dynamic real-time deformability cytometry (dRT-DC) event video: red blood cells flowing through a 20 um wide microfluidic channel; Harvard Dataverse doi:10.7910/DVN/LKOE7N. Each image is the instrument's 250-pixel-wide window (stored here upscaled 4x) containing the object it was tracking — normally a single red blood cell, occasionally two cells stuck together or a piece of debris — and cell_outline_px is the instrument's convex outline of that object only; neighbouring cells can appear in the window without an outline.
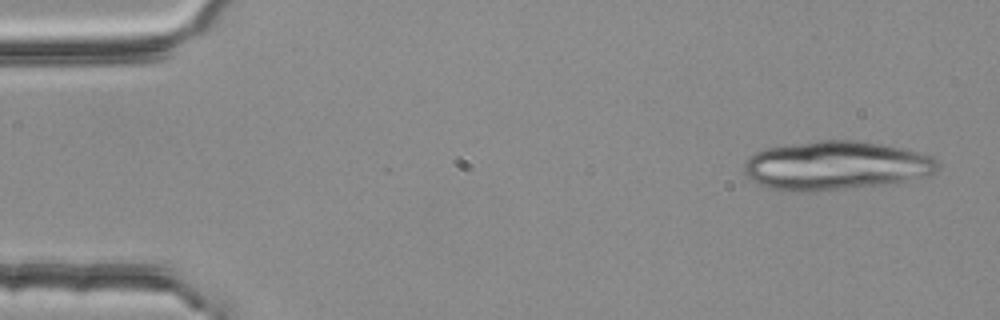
{"species": "common noctule bat (a hibernating species)", "species_latin": "Nyctalus noctula", "temperature_condition": "room temperature", "stored_images_in_passage": 4, "camera_frame_rate_fps": 3000, "um_per_image_px": 0.085, "animal": {"sex": "female", "body_mass_g": 25.1}, "frame": {"image": 1, "passage_image": 1, "time_ms": 0.0, "image_size_px": [1000, 320], "cell_outline_px": [[940, 168], [936, 172], [928, 176], [888, 184], [812, 192], [784, 192], [768, 188], [756, 184], [744, 172], [744, 160], [756, 152], [764, 148], [820, 140], [856, 140], [880, 144], [900, 148], [932, 156], [940, 160]], "centroid_in_image_um": [71.03, 14.09], "position_along_channel_um": 14.0, "area_um2": 55.72}}